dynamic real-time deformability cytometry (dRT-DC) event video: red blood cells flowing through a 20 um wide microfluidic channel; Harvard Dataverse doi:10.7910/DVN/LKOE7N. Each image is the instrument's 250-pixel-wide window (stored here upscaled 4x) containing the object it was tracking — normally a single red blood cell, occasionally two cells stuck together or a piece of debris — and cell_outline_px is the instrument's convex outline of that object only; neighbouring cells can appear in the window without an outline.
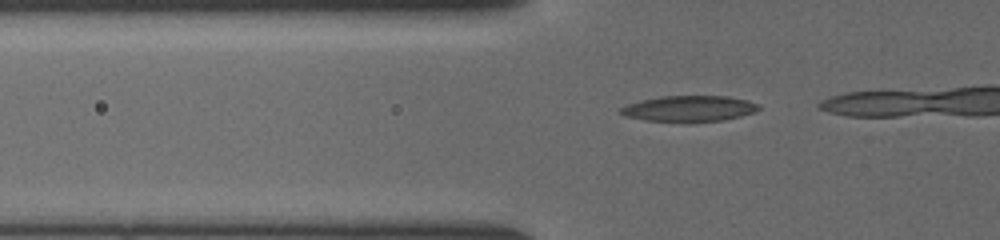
{"species": "common noctule bat (a hibernating species)", "species_latin": "Nyctalus noctula", "temperature_condition": "cold", "stored_images_in_passage": 8, "camera_frame_rate_fps": 3000, "um_per_image_px": 0.085, "animal": {"sex": "female", "body_mass_g": 19.5, "forearm_length_mm": 54.1}, "frame": {"image": 1, "passage_image": 3, "time_ms": 0.667, "image_size_px": [1000, 240], "cell_outline_px": [[760, 108], [752, 112], [740, 116], [724, 120], [688, 124], [684, 124], [644, 120], [624, 116], [616, 112], [620, 108], [628, 104], [640, 100], [660, 96], [728, 96], [748, 100], [760, 104]], "centroid_in_image_um": [58.52, 9.26], "position_along_channel_um": 67.3, "area_um2": 21.62}}
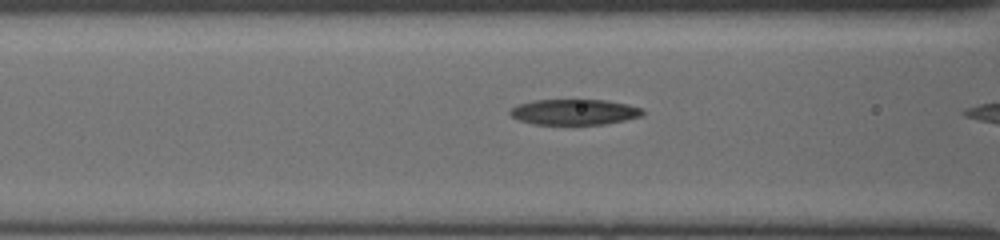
{"frame": {"image": 2, "passage_image": 7, "time_ms": 2.0, "image_size_px": [1000, 240], "cell_outline_px": [[644, 116], [604, 124], [532, 124], [520, 120], [512, 116], [508, 112], [512, 108], [520, 104], [532, 100], [608, 100], [628, 104], [644, 108]], "centroid_in_image_um": [48.87, 9.51], "position_along_channel_um": 117.7, "area_um2": 19.83}}